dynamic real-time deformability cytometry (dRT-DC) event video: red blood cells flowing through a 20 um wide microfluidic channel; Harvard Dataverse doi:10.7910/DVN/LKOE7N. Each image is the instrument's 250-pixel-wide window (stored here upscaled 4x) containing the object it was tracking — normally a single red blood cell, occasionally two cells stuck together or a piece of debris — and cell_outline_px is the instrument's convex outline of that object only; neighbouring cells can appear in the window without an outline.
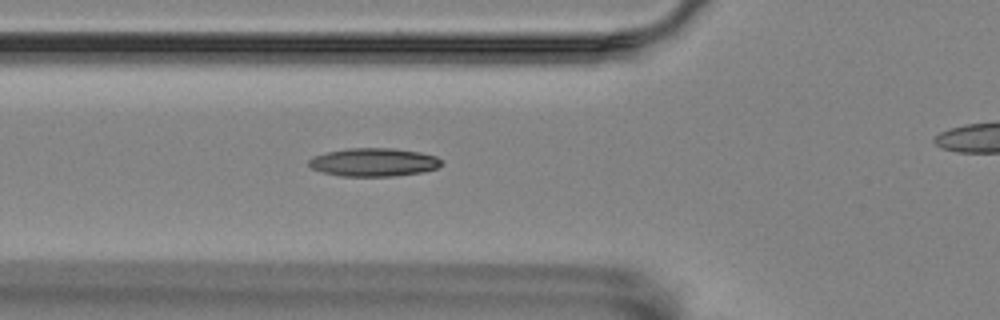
{"species": "Egyptian fruit bat (a non-hibernating species)", "species_latin": "Rousettus aegyptiacus", "temperature_condition": "room temperature", "stored_images_in_passage": 7, "camera_frame_rate_fps": 3000, "um_per_image_px": 0.085, "animal": {"sex": "female"}, "frame": {"image": 1, "passage_image": 6, "time_ms": 1.667, "image_size_px": [1000, 320], "cell_outline_px": [[444, 160], [436, 168], [420, 172], [392, 176], [340, 176], [324, 172], [312, 168], [308, 164], [308, 160], [312, 156], [328, 152], [348, 148], [392, 148], [420, 152], [436, 156]], "centroid_in_image_um": [31.76, 13.78], "position_along_channel_um": 94.0, "area_um2": 21.73}}